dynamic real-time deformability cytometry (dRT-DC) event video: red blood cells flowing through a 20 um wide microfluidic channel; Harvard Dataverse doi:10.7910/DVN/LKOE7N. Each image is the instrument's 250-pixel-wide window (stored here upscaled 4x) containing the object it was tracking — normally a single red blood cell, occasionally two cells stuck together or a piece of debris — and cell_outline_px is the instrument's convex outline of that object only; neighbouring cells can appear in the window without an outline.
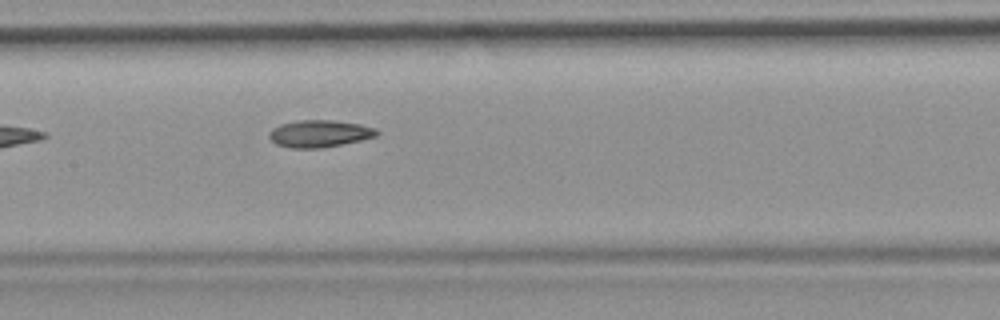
{"species": "common noctule bat (a hibernating species)", "species_latin": "Nyctalus noctula", "temperature_condition": "room temperature", "stored_images_in_passage": 4, "camera_frame_rate_fps": 3000, "um_per_image_px": 0.085, "animal": {"sex": "female", "body_mass_g": 19.9}, "frame": {"image": 1, "passage_image": 4, "time_ms": 3.667, "image_size_px": [1000, 320], "cell_outline_px": [[380, 132], [376, 136], [360, 140], [320, 148], [292, 148], [276, 144], [268, 136], [268, 132], [272, 128], [280, 124], [300, 120], [332, 120], [360, 124], [376, 128]], "centroid_in_image_um": [27.14, 11.35], "position_along_channel_um": 180.3, "area_um2": 16.94}}